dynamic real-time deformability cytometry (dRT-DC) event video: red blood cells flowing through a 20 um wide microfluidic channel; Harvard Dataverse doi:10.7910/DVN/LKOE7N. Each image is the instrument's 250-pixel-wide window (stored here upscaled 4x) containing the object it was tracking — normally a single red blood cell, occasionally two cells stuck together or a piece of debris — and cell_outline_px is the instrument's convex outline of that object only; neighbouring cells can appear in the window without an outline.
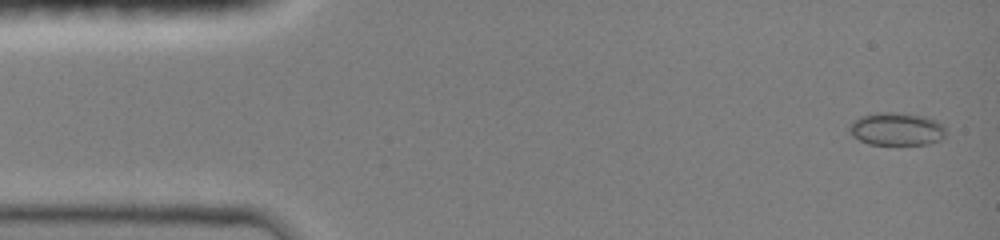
{"species": "common noctule bat (a hibernating species)", "species_latin": "Nyctalus noctula", "temperature_condition": "room temperature", "stored_images_in_passage": 48, "camera_frame_rate_fps": 3000, "um_per_image_px": 0.085, "animal": {"sex": "female", "body_mass_g": 19.0, "forearm_length_mm": 51.5}, "frame": {"image": 1, "passage_image": 2, "time_ms": 0.333, "image_size_px": [1000, 240], "cell_outline_px": [[944, 136], [940, 140], [928, 144], [868, 144], [852, 136], [848, 128], [848, 124], [852, 120], [860, 116], [876, 112], [904, 112], [924, 116], [936, 120], [944, 124]], "centroid_in_image_um": [76.18, 10.94], "position_along_channel_um": 8.8, "area_um2": 18.79}}
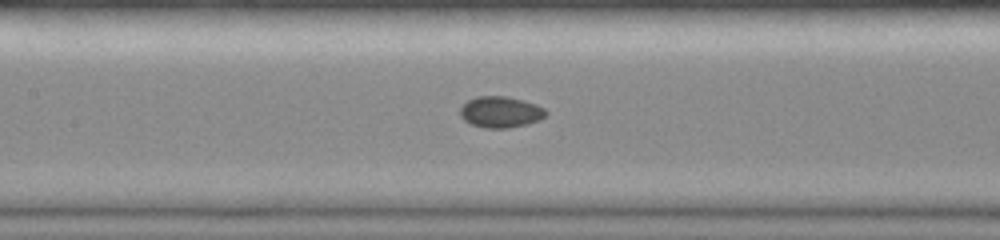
{"frame": {"image": 2, "passage_image": 22, "time_ms": 7.0, "image_size_px": [1000, 240], "cell_outline_px": [[548, 112], [540, 120], [528, 124], [508, 128], [484, 128], [472, 124], [464, 120], [460, 116], [460, 108], [468, 100], [476, 96], [508, 96], [524, 100], [536, 104], [544, 108]], "centroid_in_image_um": [42.56, 9.52], "position_along_channel_um": 164.8, "area_um2": 15.72}}
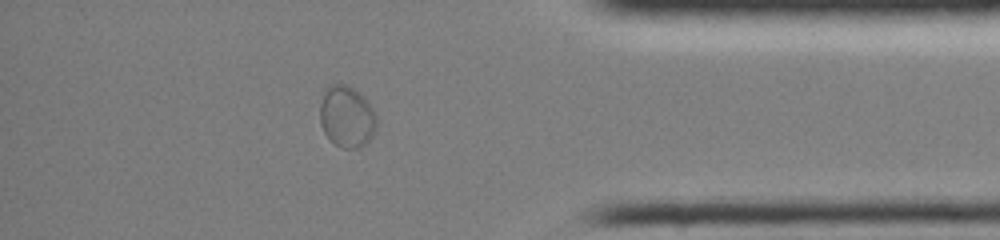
{"frame": {"image": 3, "passage_image": 41, "time_ms": 13.333, "image_size_px": [1000, 240], "cell_outline_px": [[376, 128], [372, 136], [364, 144], [356, 148], [340, 148], [324, 132], [320, 124], [320, 104], [324, 88], [332, 84], [344, 84], [352, 88], [364, 96], [372, 108], [376, 116]], "centroid_in_image_um": [29.46, 9.9], "position_along_channel_um": 405.7, "area_um2": 20.23}}